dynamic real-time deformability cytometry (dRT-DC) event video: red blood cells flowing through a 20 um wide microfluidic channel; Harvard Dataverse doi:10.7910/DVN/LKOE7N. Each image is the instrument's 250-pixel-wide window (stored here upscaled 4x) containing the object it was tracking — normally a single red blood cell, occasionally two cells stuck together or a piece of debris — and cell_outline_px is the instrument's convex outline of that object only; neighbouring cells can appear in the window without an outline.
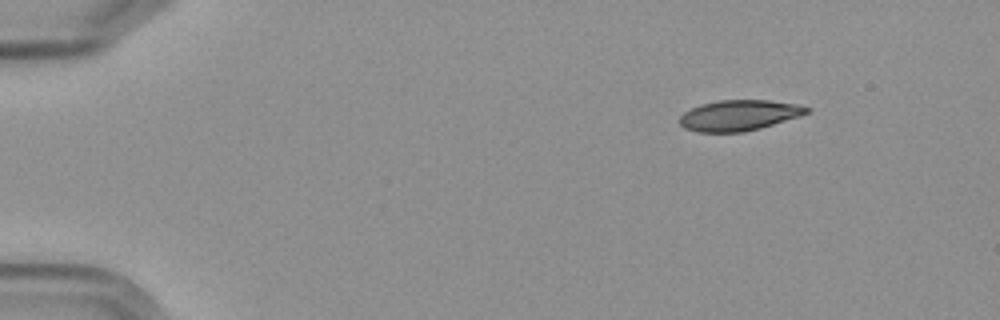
{"species": "Egyptian fruit bat (a non-hibernating species)", "species_latin": "Rousettus aegyptiacus", "temperature_condition": "cold", "stored_images_in_passage": 5, "segment_of_instrument_passage": [1, 2], "camera_frame_rate_fps": 3000, "um_per_image_px": 0.085, "frame": {"image": 1, "passage_image": 1, "time_ms": 0.0, "image_size_px": [1000, 320], "cell_outline_px": [[812, 108], [808, 112], [800, 116], [760, 128], [744, 132], [700, 132], [684, 128], [676, 120], [684, 112], [700, 104], [720, 100], [768, 100], [796, 104]], "centroid_in_image_um": [62.79, 9.8], "position_along_channel_um": 22.2, "area_um2": 22.72}}